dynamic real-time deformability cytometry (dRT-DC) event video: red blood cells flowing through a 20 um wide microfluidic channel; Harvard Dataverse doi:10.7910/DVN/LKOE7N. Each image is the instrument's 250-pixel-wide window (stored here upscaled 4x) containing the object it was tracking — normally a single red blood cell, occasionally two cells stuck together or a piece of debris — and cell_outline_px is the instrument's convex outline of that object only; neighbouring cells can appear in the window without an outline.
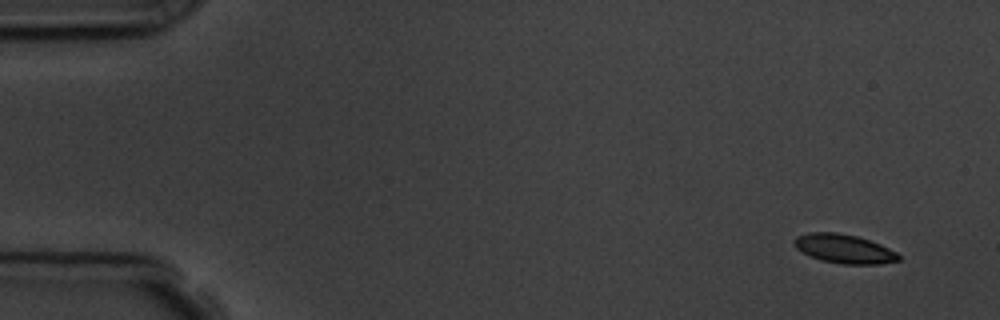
{"species": "common noctule bat (a hibernating species)", "species_latin": "Nyctalus noctula", "temperature_condition": "room temperature", "stored_images_in_passage": 4, "camera_frame_rate_fps": 3000, "um_per_image_px": 0.085, "animal": {"sex": "male", "body_mass_g": 19.5, "forearm_length_mm": 54.6}, "frame": {"image": 1, "passage_image": 2, "time_ms": 1.0, "image_size_px": [1000, 320], "cell_outline_px": [[900, 260], [880, 264], [844, 264], [820, 260], [796, 248], [792, 244], [792, 240], [796, 236], [808, 232], [836, 232], [856, 236], [880, 244], [896, 252], [900, 256]], "centroid_in_image_um": [71.72, 21.14], "position_along_channel_um": 13.3, "area_um2": 17.57}}